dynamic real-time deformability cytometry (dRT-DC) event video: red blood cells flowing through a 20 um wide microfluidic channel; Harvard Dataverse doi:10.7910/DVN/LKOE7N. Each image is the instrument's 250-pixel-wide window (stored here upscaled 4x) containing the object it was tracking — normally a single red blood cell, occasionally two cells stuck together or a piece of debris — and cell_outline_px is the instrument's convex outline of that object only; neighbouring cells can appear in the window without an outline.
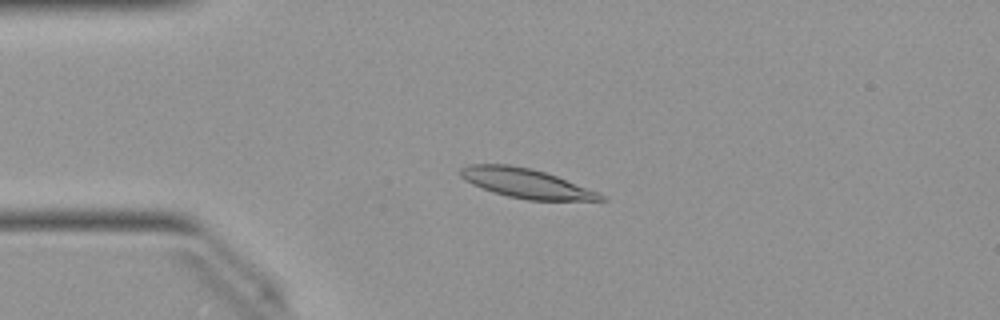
{"species": "Egyptian fruit bat (a non-hibernating species)", "species_latin": "Rousettus aegyptiacus", "temperature_condition": "warm", "stored_images_in_passage": 51, "camera_frame_rate_fps": 3000, "um_per_image_px": 0.085, "animal": {"sex": "female"}, "frame": {"image": 1, "passage_image": 12, "time_ms": 3.667, "image_size_px": [1000, 320], "cell_outline_px": [[608, 200], [528, 200], [508, 196], [492, 192], [472, 184], [464, 180], [456, 172], [460, 168], [468, 164], [508, 164], [532, 168], [556, 176], [600, 192]], "centroid_in_image_um": [44.67, 15.57], "position_along_channel_um": 40.3, "area_um2": 24.16}}
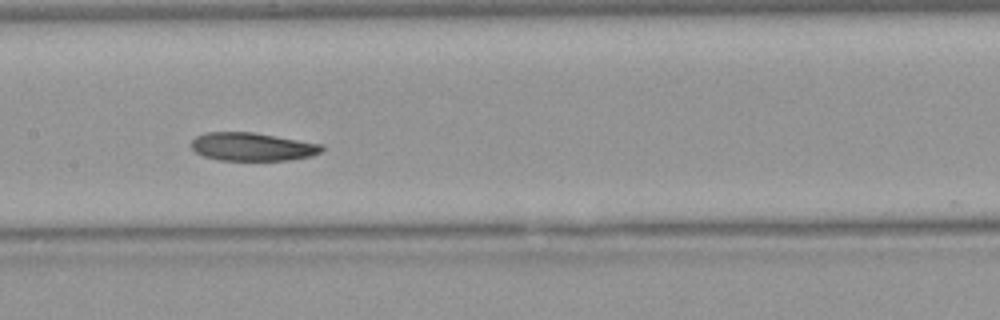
{"frame": {"image": 2, "passage_image": 25, "time_ms": 8.0, "image_size_px": [1000, 320], "cell_outline_px": [[324, 152], [312, 156], [288, 160], [220, 160], [204, 156], [196, 152], [188, 144], [196, 136], [204, 132], [252, 132], [324, 144]], "centroid_in_image_um": [21.47, 12.47], "position_along_channel_um": 185.9, "area_um2": 21.68}}
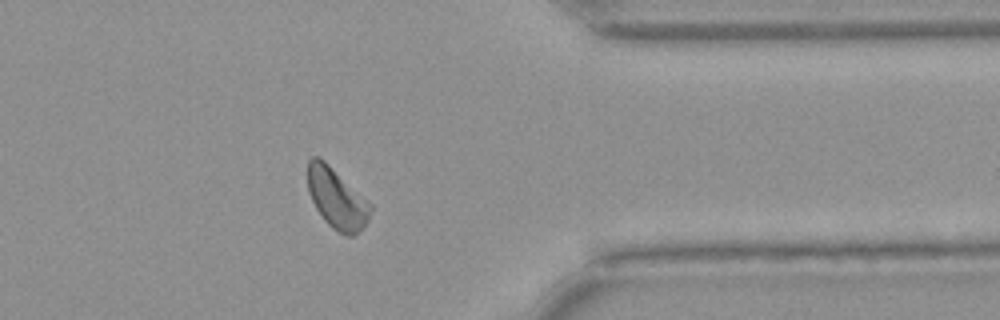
{"frame": {"image": 3, "passage_image": 41, "time_ms": 13.333, "image_size_px": [1000, 320], "cell_outline_px": [[372, 208], [368, 220], [352, 236], [344, 236], [332, 228], [324, 220], [316, 208], [308, 192], [308, 160], [312, 156], [320, 156], [372, 204]], "centroid_in_image_um": [28.61, 16.85], "position_along_channel_um": 382.8, "area_um2": 21.96}, "authors_computed_cell_mechanics": {"area_um2": 22.4842, "velocity_mm_per_s": 3.9748, "shape_relaxation_time_tau1_ms": 4.9236, "shape_relaxation_time_tau2_ms": null, "deformation_change_tau1": 0.155, "deformation_change_tau2": null}}